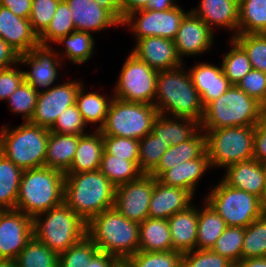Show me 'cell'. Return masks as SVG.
Segmentation results:
<instances>
[{
  "label": "cell",
  "instance_id": "cell-13",
  "mask_svg": "<svg viewBox=\"0 0 266 267\" xmlns=\"http://www.w3.org/2000/svg\"><path fill=\"white\" fill-rule=\"evenodd\" d=\"M155 177L143 174L139 179L115 189L114 208L127 219L142 223L149 217V202Z\"/></svg>",
  "mask_w": 266,
  "mask_h": 267
},
{
  "label": "cell",
  "instance_id": "cell-27",
  "mask_svg": "<svg viewBox=\"0 0 266 267\" xmlns=\"http://www.w3.org/2000/svg\"><path fill=\"white\" fill-rule=\"evenodd\" d=\"M201 128L188 140L170 146L162 155L157 167L149 174L158 179L166 170L182 162L201 157L206 152V135Z\"/></svg>",
  "mask_w": 266,
  "mask_h": 267
},
{
  "label": "cell",
  "instance_id": "cell-51",
  "mask_svg": "<svg viewBox=\"0 0 266 267\" xmlns=\"http://www.w3.org/2000/svg\"><path fill=\"white\" fill-rule=\"evenodd\" d=\"M231 263L211 249H195L182 254V267H227Z\"/></svg>",
  "mask_w": 266,
  "mask_h": 267
},
{
  "label": "cell",
  "instance_id": "cell-48",
  "mask_svg": "<svg viewBox=\"0 0 266 267\" xmlns=\"http://www.w3.org/2000/svg\"><path fill=\"white\" fill-rule=\"evenodd\" d=\"M87 124L84 122L78 107L75 104L65 109L58 117L50 132L57 134L86 135Z\"/></svg>",
  "mask_w": 266,
  "mask_h": 267
},
{
  "label": "cell",
  "instance_id": "cell-5",
  "mask_svg": "<svg viewBox=\"0 0 266 267\" xmlns=\"http://www.w3.org/2000/svg\"><path fill=\"white\" fill-rule=\"evenodd\" d=\"M266 117V108L236 85L204 108L201 130L255 126Z\"/></svg>",
  "mask_w": 266,
  "mask_h": 267
},
{
  "label": "cell",
  "instance_id": "cell-34",
  "mask_svg": "<svg viewBox=\"0 0 266 267\" xmlns=\"http://www.w3.org/2000/svg\"><path fill=\"white\" fill-rule=\"evenodd\" d=\"M99 170L115 187L137 180L143 175L139 169V162L116 158L105 150L102 154Z\"/></svg>",
  "mask_w": 266,
  "mask_h": 267
},
{
  "label": "cell",
  "instance_id": "cell-42",
  "mask_svg": "<svg viewBox=\"0 0 266 267\" xmlns=\"http://www.w3.org/2000/svg\"><path fill=\"white\" fill-rule=\"evenodd\" d=\"M73 31H76V29L71 16V10L65 0H60L50 25L39 36V42L42 45H48V42L55 44L61 37Z\"/></svg>",
  "mask_w": 266,
  "mask_h": 267
},
{
  "label": "cell",
  "instance_id": "cell-41",
  "mask_svg": "<svg viewBox=\"0 0 266 267\" xmlns=\"http://www.w3.org/2000/svg\"><path fill=\"white\" fill-rule=\"evenodd\" d=\"M171 146L152 132L139 140V169L149 175L158 165L162 155Z\"/></svg>",
  "mask_w": 266,
  "mask_h": 267
},
{
  "label": "cell",
  "instance_id": "cell-8",
  "mask_svg": "<svg viewBox=\"0 0 266 267\" xmlns=\"http://www.w3.org/2000/svg\"><path fill=\"white\" fill-rule=\"evenodd\" d=\"M158 115L154 104L112 99L104 125L103 136H117L140 140L152 132V124Z\"/></svg>",
  "mask_w": 266,
  "mask_h": 267
},
{
  "label": "cell",
  "instance_id": "cell-55",
  "mask_svg": "<svg viewBox=\"0 0 266 267\" xmlns=\"http://www.w3.org/2000/svg\"><path fill=\"white\" fill-rule=\"evenodd\" d=\"M20 54L0 37V70L19 65Z\"/></svg>",
  "mask_w": 266,
  "mask_h": 267
},
{
  "label": "cell",
  "instance_id": "cell-23",
  "mask_svg": "<svg viewBox=\"0 0 266 267\" xmlns=\"http://www.w3.org/2000/svg\"><path fill=\"white\" fill-rule=\"evenodd\" d=\"M189 74L204 108L224 94L232 85L221 65L217 67L208 63H198L189 69Z\"/></svg>",
  "mask_w": 266,
  "mask_h": 267
},
{
  "label": "cell",
  "instance_id": "cell-2",
  "mask_svg": "<svg viewBox=\"0 0 266 267\" xmlns=\"http://www.w3.org/2000/svg\"><path fill=\"white\" fill-rule=\"evenodd\" d=\"M180 67L158 71L154 106L158 114L190 118L201 123L204 115L199 93L189 72Z\"/></svg>",
  "mask_w": 266,
  "mask_h": 267
},
{
  "label": "cell",
  "instance_id": "cell-60",
  "mask_svg": "<svg viewBox=\"0 0 266 267\" xmlns=\"http://www.w3.org/2000/svg\"><path fill=\"white\" fill-rule=\"evenodd\" d=\"M178 6L174 0H151L148 2V9L161 11V10H168Z\"/></svg>",
  "mask_w": 266,
  "mask_h": 267
},
{
  "label": "cell",
  "instance_id": "cell-39",
  "mask_svg": "<svg viewBox=\"0 0 266 267\" xmlns=\"http://www.w3.org/2000/svg\"><path fill=\"white\" fill-rule=\"evenodd\" d=\"M230 42L232 49L224 54L221 66L229 82L237 85L252 70V66L245 50L233 38Z\"/></svg>",
  "mask_w": 266,
  "mask_h": 267
},
{
  "label": "cell",
  "instance_id": "cell-18",
  "mask_svg": "<svg viewBox=\"0 0 266 267\" xmlns=\"http://www.w3.org/2000/svg\"><path fill=\"white\" fill-rule=\"evenodd\" d=\"M135 45L131 53L157 71L170 70L183 65L172 39L150 36L137 40Z\"/></svg>",
  "mask_w": 266,
  "mask_h": 267
},
{
  "label": "cell",
  "instance_id": "cell-4",
  "mask_svg": "<svg viewBox=\"0 0 266 267\" xmlns=\"http://www.w3.org/2000/svg\"><path fill=\"white\" fill-rule=\"evenodd\" d=\"M87 236L99 250L124 261L138 252L139 223L127 219L113 207L87 223Z\"/></svg>",
  "mask_w": 266,
  "mask_h": 267
},
{
  "label": "cell",
  "instance_id": "cell-65",
  "mask_svg": "<svg viewBox=\"0 0 266 267\" xmlns=\"http://www.w3.org/2000/svg\"><path fill=\"white\" fill-rule=\"evenodd\" d=\"M227 267H239L238 263H231L229 266Z\"/></svg>",
  "mask_w": 266,
  "mask_h": 267
},
{
  "label": "cell",
  "instance_id": "cell-57",
  "mask_svg": "<svg viewBox=\"0 0 266 267\" xmlns=\"http://www.w3.org/2000/svg\"><path fill=\"white\" fill-rule=\"evenodd\" d=\"M121 5L122 22L130 13L148 9V2L151 0H119Z\"/></svg>",
  "mask_w": 266,
  "mask_h": 267
},
{
  "label": "cell",
  "instance_id": "cell-44",
  "mask_svg": "<svg viewBox=\"0 0 266 267\" xmlns=\"http://www.w3.org/2000/svg\"><path fill=\"white\" fill-rule=\"evenodd\" d=\"M128 267H182V253L172 250L163 252L138 251L126 258Z\"/></svg>",
  "mask_w": 266,
  "mask_h": 267
},
{
  "label": "cell",
  "instance_id": "cell-47",
  "mask_svg": "<svg viewBox=\"0 0 266 267\" xmlns=\"http://www.w3.org/2000/svg\"><path fill=\"white\" fill-rule=\"evenodd\" d=\"M39 91L23 81L7 99L13 113L22 114L23 122H29L34 114Z\"/></svg>",
  "mask_w": 266,
  "mask_h": 267
},
{
  "label": "cell",
  "instance_id": "cell-7",
  "mask_svg": "<svg viewBox=\"0 0 266 267\" xmlns=\"http://www.w3.org/2000/svg\"><path fill=\"white\" fill-rule=\"evenodd\" d=\"M32 221L34 237L58 255L87 235V223L65 203L35 216Z\"/></svg>",
  "mask_w": 266,
  "mask_h": 267
},
{
  "label": "cell",
  "instance_id": "cell-58",
  "mask_svg": "<svg viewBox=\"0 0 266 267\" xmlns=\"http://www.w3.org/2000/svg\"><path fill=\"white\" fill-rule=\"evenodd\" d=\"M118 262L114 255L101 250L91 257V267H115Z\"/></svg>",
  "mask_w": 266,
  "mask_h": 267
},
{
  "label": "cell",
  "instance_id": "cell-20",
  "mask_svg": "<svg viewBox=\"0 0 266 267\" xmlns=\"http://www.w3.org/2000/svg\"><path fill=\"white\" fill-rule=\"evenodd\" d=\"M193 196L180 187L167 186L155 178L149 202V218L168 219L191 205Z\"/></svg>",
  "mask_w": 266,
  "mask_h": 267
},
{
  "label": "cell",
  "instance_id": "cell-32",
  "mask_svg": "<svg viewBox=\"0 0 266 267\" xmlns=\"http://www.w3.org/2000/svg\"><path fill=\"white\" fill-rule=\"evenodd\" d=\"M198 209L196 249L210 250L227 227L225 221L207 203Z\"/></svg>",
  "mask_w": 266,
  "mask_h": 267
},
{
  "label": "cell",
  "instance_id": "cell-46",
  "mask_svg": "<svg viewBox=\"0 0 266 267\" xmlns=\"http://www.w3.org/2000/svg\"><path fill=\"white\" fill-rule=\"evenodd\" d=\"M98 247L86 235L59 255L58 267H91V257Z\"/></svg>",
  "mask_w": 266,
  "mask_h": 267
},
{
  "label": "cell",
  "instance_id": "cell-21",
  "mask_svg": "<svg viewBox=\"0 0 266 267\" xmlns=\"http://www.w3.org/2000/svg\"><path fill=\"white\" fill-rule=\"evenodd\" d=\"M71 10L76 31L97 33L121 24L95 0H65Z\"/></svg>",
  "mask_w": 266,
  "mask_h": 267
},
{
  "label": "cell",
  "instance_id": "cell-37",
  "mask_svg": "<svg viewBox=\"0 0 266 267\" xmlns=\"http://www.w3.org/2000/svg\"><path fill=\"white\" fill-rule=\"evenodd\" d=\"M55 43L65 45V53L62 52L61 54H58L62 57L60 59H63L64 56H66V58L72 63H75V65L81 63L84 64L89 61L94 52L93 50H95L94 36L90 32L73 31L64 37H61Z\"/></svg>",
  "mask_w": 266,
  "mask_h": 267
},
{
  "label": "cell",
  "instance_id": "cell-40",
  "mask_svg": "<svg viewBox=\"0 0 266 267\" xmlns=\"http://www.w3.org/2000/svg\"><path fill=\"white\" fill-rule=\"evenodd\" d=\"M266 257V214L245 228L241 259Z\"/></svg>",
  "mask_w": 266,
  "mask_h": 267
},
{
  "label": "cell",
  "instance_id": "cell-19",
  "mask_svg": "<svg viewBox=\"0 0 266 267\" xmlns=\"http://www.w3.org/2000/svg\"><path fill=\"white\" fill-rule=\"evenodd\" d=\"M0 37L20 55L40 44L38 34L29 19L15 15L0 5Z\"/></svg>",
  "mask_w": 266,
  "mask_h": 267
},
{
  "label": "cell",
  "instance_id": "cell-49",
  "mask_svg": "<svg viewBox=\"0 0 266 267\" xmlns=\"http://www.w3.org/2000/svg\"><path fill=\"white\" fill-rule=\"evenodd\" d=\"M59 1L60 0H32L29 21L38 36L50 25Z\"/></svg>",
  "mask_w": 266,
  "mask_h": 267
},
{
  "label": "cell",
  "instance_id": "cell-31",
  "mask_svg": "<svg viewBox=\"0 0 266 267\" xmlns=\"http://www.w3.org/2000/svg\"><path fill=\"white\" fill-rule=\"evenodd\" d=\"M172 238L167 219L146 218L139 224L138 251H172Z\"/></svg>",
  "mask_w": 266,
  "mask_h": 267
},
{
  "label": "cell",
  "instance_id": "cell-11",
  "mask_svg": "<svg viewBox=\"0 0 266 267\" xmlns=\"http://www.w3.org/2000/svg\"><path fill=\"white\" fill-rule=\"evenodd\" d=\"M158 71L130 52L125 60L113 97L128 102L154 104Z\"/></svg>",
  "mask_w": 266,
  "mask_h": 267
},
{
  "label": "cell",
  "instance_id": "cell-3",
  "mask_svg": "<svg viewBox=\"0 0 266 267\" xmlns=\"http://www.w3.org/2000/svg\"><path fill=\"white\" fill-rule=\"evenodd\" d=\"M65 173L41 167L23 170L15 210L32 219L64 203Z\"/></svg>",
  "mask_w": 266,
  "mask_h": 267
},
{
  "label": "cell",
  "instance_id": "cell-33",
  "mask_svg": "<svg viewBox=\"0 0 266 267\" xmlns=\"http://www.w3.org/2000/svg\"><path fill=\"white\" fill-rule=\"evenodd\" d=\"M83 90L84 86L82 84L77 91L75 103L82 115L84 122L86 124L99 123L96 127V130H100L105 123L113 96L112 98L107 99L106 96L104 97L96 92L85 94L86 92Z\"/></svg>",
  "mask_w": 266,
  "mask_h": 267
},
{
  "label": "cell",
  "instance_id": "cell-12",
  "mask_svg": "<svg viewBox=\"0 0 266 267\" xmlns=\"http://www.w3.org/2000/svg\"><path fill=\"white\" fill-rule=\"evenodd\" d=\"M184 11L180 6L161 11L144 9L127 15L121 26H129L136 41L150 36L174 40L182 19L188 13Z\"/></svg>",
  "mask_w": 266,
  "mask_h": 267
},
{
  "label": "cell",
  "instance_id": "cell-52",
  "mask_svg": "<svg viewBox=\"0 0 266 267\" xmlns=\"http://www.w3.org/2000/svg\"><path fill=\"white\" fill-rule=\"evenodd\" d=\"M236 86L266 108V73L252 69Z\"/></svg>",
  "mask_w": 266,
  "mask_h": 267
},
{
  "label": "cell",
  "instance_id": "cell-1",
  "mask_svg": "<svg viewBox=\"0 0 266 267\" xmlns=\"http://www.w3.org/2000/svg\"><path fill=\"white\" fill-rule=\"evenodd\" d=\"M115 189L100 170L65 173L64 203L88 223L114 207Z\"/></svg>",
  "mask_w": 266,
  "mask_h": 267
},
{
  "label": "cell",
  "instance_id": "cell-22",
  "mask_svg": "<svg viewBox=\"0 0 266 267\" xmlns=\"http://www.w3.org/2000/svg\"><path fill=\"white\" fill-rule=\"evenodd\" d=\"M225 173L222 181L226 185L261 198L265 184L266 165L252 158L226 167Z\"/></svg>",
  "mask_w": 266,
  "mask_h": 267
},
{
  "label": "cell",
  "instance_id": "cell-26",
  "mask_svg": "<svg viewBox=\"0 0 266 267\" xmlns=\"http://www.w3.org/2000/svg\"><path fill=\"white\" fill-rule=\"evenodd\" d=\"M210 167V160L205 152L201 157L182 162L176 167L166 170L158 180L167 186L187 190L194 196L197 183Z\"/></svg>",
  "mask_w": 266,
  "mask_h": 267
},
{
  "label": "cell",
  "instance_id": "cell-36",
  "mask_svg": "<svg viewBox=\"0 0 266 267\" xmlns=\"http://www.w3.org/2000/svg\"><path fill=\"white\" fill-rule=\"evenodd\" d=\"M266 34V0H239L238 34Z\"/></svg>",
  "mask_w": 266,
  "mask_h": 267
},
{
  "label": "cell",
  "instance_id": "cell-66",
  "mask_svg": "<svg viewBox=\"0 0 266 267\" xmlns=\"http://www.w3.org/2000/svg\"><path fill=\"white\" fill-rule=\"evenodd\" d=\"M4 211L5 209L2 206H0V216L4 213Z\"/></svg>",
  "mask_w": 266,
  "mask_h": 267
},
{
  "label": "cell",
  "instance_id": "cell-43",
  "mask_svg": "<svg viewBox=\"0 0 266 267\" xmlns=\"http://www.w3.org/2000/svg\"><path fill=\"white\" fill-rule=\"evenodd\" d=\"M244 233L245 228L243 227L227 226L211 250L227 258L232 263H239Z\"/></svg>",
  "mask_w": 266,
  "mask_h": 267
},
{
  "label": "cell",
  "instance_id": "cell-30",
  "mask_svg": "<svg viewBox=\"0 0 266 267\" xmlns=\"http://www.w3.org/2000/svg\"><path fill=\"white\" fill-rule=\"evenodd\" d=\"M80 135L49 132L45 167L66 172L73 161Z\"/></svg>",
  "mask_w": 266,
  "mask_h": 267
},
{
  "label": "cell",
  "instance_id": "cell-59",
  "mask_svg": "<svg viewBox=\"0 0 266 267\" xmlns=\"http://www.w3.org/2000/svg\"><path fill=\"white\" fill-rule=\"evenodd\" d=\"M101 8L106 9L120 24L122 23L119 0H95Z\"/></svg>",
  "mask_w": 266,
  "mask_h": 267
},
{
  "label": "cell",
  "instance_id": "cell-14",
  "mask_svg": "<svg viewBox=\"0 0 266 267\" xmlns=\"http://www.w3.org/2000/svg\"><path fill=\"white\" fill-rule=\"evenodd\" d=\"M82 85L80 81L65 82L39 92L31 124L50 129L59 115L69 106L75 104L76 94Z\"/></svg>",
  "mask_w": 266,
  "mask_h": 267
},
{
  "label": "cell",
  "instance_id": "cell-28",
  "mask_svg": "<svg viewBox=\"0 0 266 267\" xmlns=\"http://www.w3.org/2000/svg\"><path fill=\"white\" fill-rule=\"evenodd\" d=\"M104 151L103 135L99 130L79 137L70 168L65 173H83L99 170Z\"/></svg>",
  "mask_w": 266,
  "mask_h": 267
},
{
  "label": "cell",
  "instance_id": "cell-25",
  "mask_svg": "<svg viewBox=\"0 0 266 267\" xmlns=\"http://www.w3.org/2000/svg\"><path fill=\"white\" fill-rule=\"evenodd\" d=\"M173 250L186 253L196 249L198 209L190 205L167 219Z\"/></svg>",
  "mask_w": 266,
  "mask_h": 267
},
{
  "label": "cell",
  "instance_id": "cell-45",
  "mask_svg": "<svg viewBox=\"0 0 266 267\" xmlns=\"http://www.w3.org/2000/svg\"><path fill=\"white\" fill-rule=\"evenodd\" d=\"M232 38L247 53L252 69L266 73V34H238Z\"/></svg>",
  "mask_w": 266,
  "mask_h": 267
},
{
  "label": "cell",
  "instance_id": "cell-10",
  "mask_svg": "<svg viewBox=\"0 0 266 267\" xmlns=\"http://www.w3.org/2000/svg\"><path fill=\"white\" fill-rule=\"evenodd\" d=\"M204 200L223 218L227 226L246 228L264 214L258 197L229 187L222 180Z\"/></svg>",
  "mask_w": 266,
  "mask_h": 267
},
{
  "label": "cell",
  "instance_id": "cell-29",
  "mask_svg": "<svg viewBox=\"0 0 266 267\" xmlns=\"http://www.w3.org/2000/svg\"><path fill=\"white\" fill-rule=\"evenodd\" d=\"M168 117L158 114L152 124V133L171 146L190 139L199 129L200 123L190 118Z\"/></svg>",
  "mask_w": 266,
  "mask_h": 267
},
{
  "label": "cell",
  "instance_id": "cell-16",
  "mask_svg": "<svg viewBox=\"0 0 266 267\" xmlns=\"http://www.w3.org/2000/svg\"><path fill=\"white\" fill-rule=\"evenodd\" d=\"M32 218L18 210L0 216V259L15 260L33 238Z\"/></svg>",
  "mask_w": 266,
  "mask_h": 267
},
{
  "label": "cell",
  "instance_id": "cell-56",
  "mask_svg": "<svg viewBox=\"0 0 266 267\" xmlns=\"http://www.w3.org/2000/svg\"><path fill=\"white\" fill-rule=\"evenodd\" d=\"M0 5L21 18L29 19L32 0H0Z\"/></svg>",
  "mask_w": 266,
  "mask_h": 267
},
{
  "label": "cell",
  "instance_id": "cell-62",
  "mask_svg": "<svg viewBox=\"0 0 266 267\" xmlns=\"http://www.w3.org/2000/svg\"><path fill=\"white\" fill-rule=\"evenodd\" d=\"M260 202H261L262 211L264 212V214H266V177H265V184H264L263 193L260 198Z\"/></svg>",
  "mask_w": 266,
  "mask_h": 267
},
{
  "label": "cell",
  "instance_id": "cell-17",
  "mask_svg": "<svg viewBox=\"0 0 266 267\" xmlns=\"http://www.w3.org/2000/svg\"><path fill=\"white\" fill-rule=\"evenodd\" d=\"M213 30L201 18L188 11L173 40L177 55L182 63L183 56L199 55L212 47Z\"/></svg>",
  "mask_w": 266,
  "mask_h": 267
},
{
  "label": "cell",
  "instance_id": "cell-53",
  "mask_svg": "<svg viewBox=\"0 0 266 267\" xmlns=\"http://www.w3.org/2000/svg\"><path fill=\"white\" fill-rule=\"evenodd\" d=\"M24 81L23 70L13 66L0 70V100H7Z\"/></svg>",
  "mask_w": 266,
  "mask_h": 267
},
{
  "label": "cell",
  "instance_id": "cell-9",
  "mask_svg": "<svg viewBox=\"0 0 266 267\" xmlns=\"http://www.w3.org/2000/svg\"><path fill=\"white\" fill-rule=\"evenodd\" d=\"M206 152L213 167H228L253 158L254 126L204 130Z\"/></svg>",
  "mask_w": 266,
  "mask_h": 267
},
{
  "label": "cell",
  "instance_id": "cell-35",
  "mask_svg": "<svg viewBox=\"0 0 266 267\" xmlns=\"http://www.w3.org/2000/svg\"><path fill=\"white\" fill-rule=\"evenodd\" d=\"M23 170L0 152V206L14 210Z\"/></svg>",
  "mask_w": 266,
  "mask_h": 267
},
{
  "label": "cell",
  "instance_id": "cell-24",
  "mask_svg": "<svg viewBox=\"0 0 266 267\" xmlns=\"http://www.w3.org/2000/svg\"><path fill=\"white\" fill-rule=\"evenodd\" d=\"M198 8L190 11L211 29L214 26L232 30L238 35L239 0H200ZM237 31V32H236Z\"/></svg>",
  "mask_w": 266,
  "mask_h": 267
},
{
  "label": "cell",
  "instance_id": "cell-64",
  "mask_svg": "<svg viewBox=\"0 0 266 267\" xmlns=\"http://www.w3.org/2000/svg\"><path fill=\"white\" fill-rule=\"evenodd\" d=\"M115 267H128L124 261H119Z\"/></svg>",
  "mask_w": 266,
  "mask_h": 267
},
{
  "label": "cell",
  "instance_id": "cell-63",
  "mask_svg": "<svg viewBox=\"0 0 266 267\" xmlns=\"http://www.w3.org/2000/svg\"><path fill=\"white\" fill-rule=\"evenodd\" d=\"M0 267H17L16 261L12 259H0Z\"/></svg>",
  "mask_w": 266,
  "mask_h": 267
},
{
  "label": "cell",
  "instance_id": "cell-15",
  "mask_svg": "<svg viewBox=\"0 0 266 267\" xmlns=\"http://www.w3.org/2000/svg\"><path fill=\"white\" fill-rule=\"evenodd\" d=\"M58 54L51 45L42 44L33 47L27 53L21 54L19 64L32 67L30 72L23 71L24 81L39 92L42 91V88L48 90L59 76L57 71L62 65V60Z\"/></svg>",
  "mask_w": 266,
  "mask_h": 267
},
{
  "label": "cell",
  "instance_id": "cell-6",
  "mask_svg": "<svg viewBox=\"0 0 266 267\" xmlns=\"http://www.w3.org/2000/svg\"><path fill=\"white\" fill-rule=\"evenodd\" d=\"M8 126L0 131V152L22 170L45 167L50 130L30 122L11 131Z\"/></svg>",
  "mask_w": 266,
  "mask_h": 267
},
{
  "label": "cell",
  "instance_id": "cell-61",
  "mask_svg": "<svg viewBox=\"0 0 266 267\" xmlns=\"http://www.w3.org/2000/svg\"><path fill=\"white\" fill-rule=\"evenodd\" d=\"M239 267H266V257L241 259Z\"/></svg>",
  "mask_w": 266,
  "mask_h": 267
},
{
  "label": "cell",
  "instance_id": "cell-38",
  "mask_svg": "<svg viewBox=\"0 0 266 267\" xmlns=\"http://www.w3.org/2000/svg\"><path fill=\"white\" fill-rule=\"evenodd\" d=\"M59 255L34 236L17 255V267H58Z\"/></svg>",
  "mask_w": 266,
  "mask_h": 267
},
{
  "label": "cell",
  "instance_id": "cell-54",
  "mask_svg": "<svg viewBox=\"0 0 266 267\" xmlns=\"http://www.w3.org/2000/svg\"><path fill=\"white\" fill-rule=\"evenodd\" d=\"M253 158L266 165V117L254 126Z\"/></svg>",
  "mask_w": 266,
  "mask_h": 267
},
{
  "label": "cell",
  "instance_id": "cell-50",
  "mask_svg": "<svg viewBox=\"0 0 266 267\" xmlns=\"http://www.w3.org/2000/svg\"><path fill=\"white\" fill-rule=\"evenodd\" d=\"M104 150L116 158L139 162V140L117 136H103Z\"/></svg>",
  "mask_w": 266,
  "mask_h": 267
}]
</instances>
